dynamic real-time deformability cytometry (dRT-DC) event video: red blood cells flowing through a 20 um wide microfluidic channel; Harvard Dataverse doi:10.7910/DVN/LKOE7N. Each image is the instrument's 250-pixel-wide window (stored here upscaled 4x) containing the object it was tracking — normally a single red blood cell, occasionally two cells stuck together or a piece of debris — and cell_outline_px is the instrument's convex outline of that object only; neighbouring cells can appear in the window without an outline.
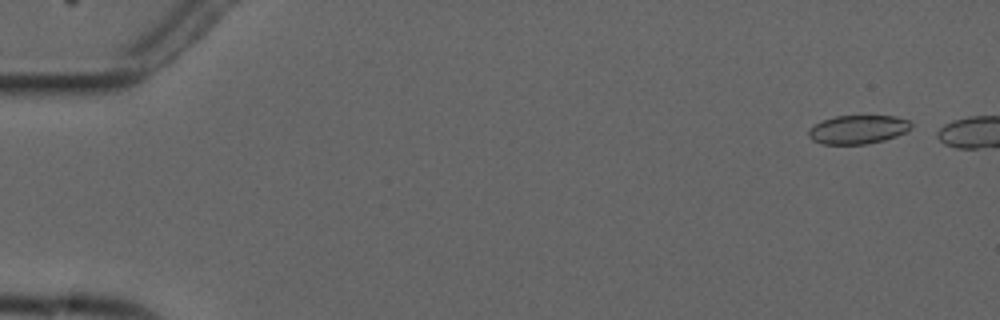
{"species": "common noctule bat (a hibernating species)", "species_latin": "Nyctalus noctula", "temperature_condition": "cold", "stored_images_in_passage": 3, "camera_frame_rate_fps": 3000, "um_per_image_px": 0.085, "animal": {"sex": "male", "forearm_length_mm": 52.5}, "frame": {"image": 1, "passage_image": 1, "time_ms": 0.0, "image_size_px": [1000, 320], "cell_outline_px": [[912, 128], [896, 136], [884, 140], [864, 144], [824, 144], [812, 140], [808, 136], [808, 132], [816, 124], [824, 120], [836, 116], [896, 116], [908, 120], [912, 124]], "centroid_in_image_um": [72.95, 11.01], "position_along_channel_um": 12.1, "area_um2": 16.94}}